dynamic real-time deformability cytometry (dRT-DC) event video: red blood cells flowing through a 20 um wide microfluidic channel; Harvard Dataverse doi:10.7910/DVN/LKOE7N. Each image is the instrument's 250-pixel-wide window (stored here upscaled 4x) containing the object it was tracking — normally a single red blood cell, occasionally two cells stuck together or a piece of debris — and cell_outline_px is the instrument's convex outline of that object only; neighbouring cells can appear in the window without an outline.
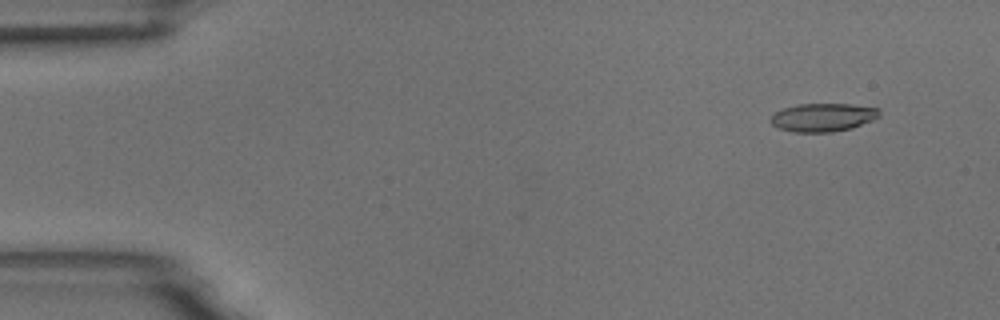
{"species": "common noctule bat (a hibernating species)", "species_latin": "Nyctalus noctula", "temperature_condition": "room temperature", "stored_images_in_passage": 7, "camera_frame_rate_fps": 3000, "um_per_image_px": 0.085, "animal": {"sex": "male", "body_mass_g": 18.8}, "frame": {"image": 1, "passage_image": 1, "time_ms": 0.0, "image_size_px": [1000, 320], "cell_outline_px": [[880, 116], [872, 120], [852, 128], [832, 132], [792, 132], [780, 128], [772, 124], [768, 120], [776, 112], [784, 108], [796, 104], [852, 104], [880, 108]], "centroid_in_image_um": [69.97, 9.97], "position_along_channel_um": 15.0, "area_um2": 17.98}}
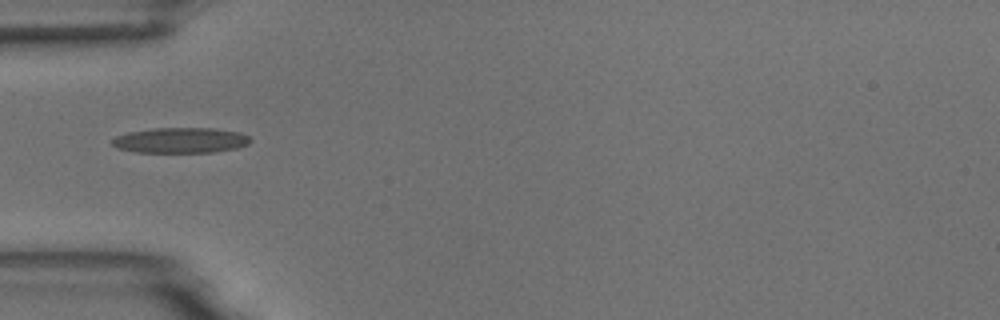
{"frame": {"image": 2, "passage_image": 4, "time_ms": 4.333, "image_size_px": [1000, 320], "cell_outline_px": [[252, 140], [248, 144], [236, 148], [212, 152], [136, 152], [116, 148], [112, 144], [112, 140], [116, 136], [128, 132], [152, 128], [216, 128], [240, 132], [248, 136]], "centroid_in_image_um": [15.35, 11.92], "position_along_channel_um": 69.7, "area_um2": 20.52}}